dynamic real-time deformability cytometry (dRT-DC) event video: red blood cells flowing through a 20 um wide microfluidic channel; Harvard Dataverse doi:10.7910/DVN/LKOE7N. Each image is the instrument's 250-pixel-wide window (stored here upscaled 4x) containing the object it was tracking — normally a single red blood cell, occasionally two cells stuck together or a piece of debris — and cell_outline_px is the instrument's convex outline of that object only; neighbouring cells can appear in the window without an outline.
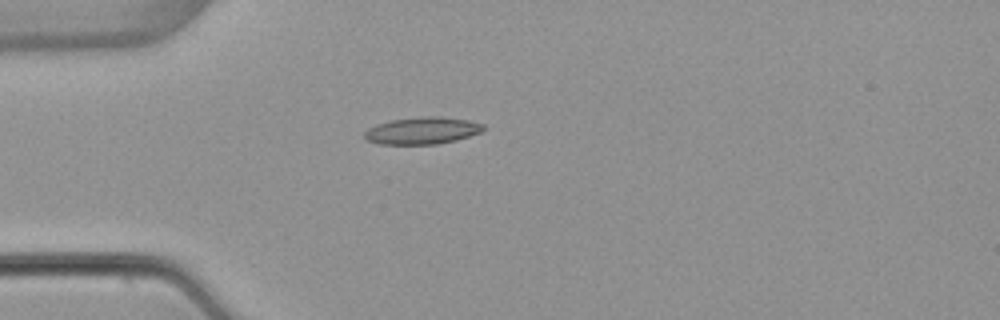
{"species": "common noctule bat (a hibernating species)", "species_latin": "Nyctalus noctula", "temperature_condition": "warm", "stored_images_in_passage": 3, "camera_frame_rate_fps": 3000, "um_per_image_px": 0.085, "animal": {"sex": "female", "body_mass_g": 22.7, "forearm_length_mm": 54.2}, "frame": {"image": 1, "passage_image": 2, "time_ms": 1.333, "image_size_px": [1000, 320], "cell_outline_px": [[484, 128], [480, 132], [456, 140], [436, 144], [380, 144], [368, 140], [364, 136], [364, 132], [368, 128], [376, 124], [392, 120], [424, 116], [440, 116], [468, 120], [484, 124]], "centroid_in_image_um": [35.88, 11.1], "position_along_channel_um": 49.1, "area_um2": 18.61}}